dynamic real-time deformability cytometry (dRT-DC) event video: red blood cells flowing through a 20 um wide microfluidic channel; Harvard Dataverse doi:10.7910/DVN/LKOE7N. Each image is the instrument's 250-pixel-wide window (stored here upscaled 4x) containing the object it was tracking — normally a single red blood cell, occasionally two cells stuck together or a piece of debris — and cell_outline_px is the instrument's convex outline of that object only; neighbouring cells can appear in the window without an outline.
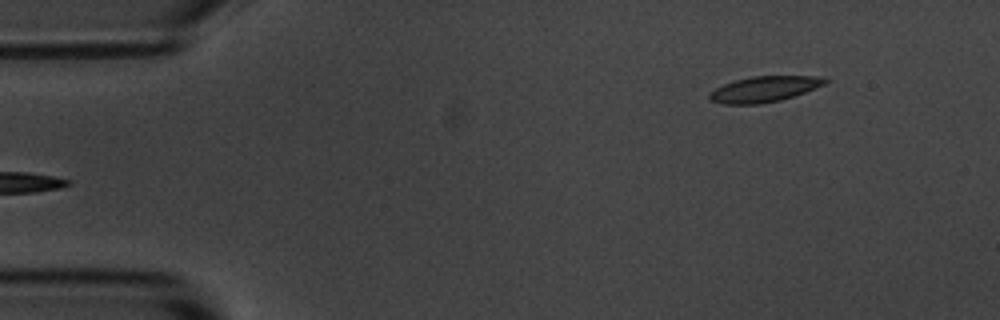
{"species": "common noctule bat (a hibernating species)", "species_latin": "Nyctalus noctula", "temperature_condition": "room temperature", "stored_images_in_passage": 5, "camera_frame_rate_fps": 3000, "um_per_image_px": 0.085, "animal": {"sex": "male", "body_mass_g": 20.1, "forearm_length_mm": 53.5}, "frame": {"image": 1, "passage_image": 5, "time_ms": 4.667, "image_size_px": [1000, 320], "cell_outline_px": [[832, 80], [824, 84], [804, 92], [780, 100], [760, 104], [724, 104], [712, 100], [708, 96], [708, 92], [732, 80], [752, 76], [816, 76]], "centroid_in_image_um": [64.93, 7.56], "position_along_channel_um": 20.1, "area_um2": 17.22}}